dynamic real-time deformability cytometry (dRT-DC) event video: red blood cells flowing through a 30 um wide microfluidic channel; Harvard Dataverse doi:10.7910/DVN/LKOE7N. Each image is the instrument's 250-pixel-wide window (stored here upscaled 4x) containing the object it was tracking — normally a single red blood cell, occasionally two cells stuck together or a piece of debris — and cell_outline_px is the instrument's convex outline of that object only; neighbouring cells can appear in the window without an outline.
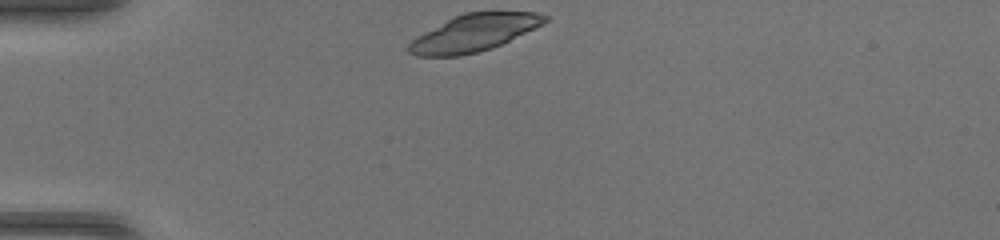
{"species": "common noctule bat (a hibernating species)", "species_latin": "Nyctalus noctula", "temperature_condition": "warm", "stored_images_in_passage": 32, "camera_frame_rate_fps": 3000, "um_per_image_px": 0.085, "animal": {"sex": "female", "body_mass_g": 17.0, "forearm_length_mm": 48.0}, "frame": {"image": 1, "passage_image": 1, "time_ms": 0.0, "image_size_px": [1000, 240], "cell_outline_px": [[552, 16], [544, 24], [492, 48], [460, 56], [416, 56], [408, 52], [408, 44], [416, 36], [464, 12], [536, 12]], "centroid_in_image_um": [40.32, 2.79], "position_along_channel_um": 44.7, "area_um2": 29.13}}